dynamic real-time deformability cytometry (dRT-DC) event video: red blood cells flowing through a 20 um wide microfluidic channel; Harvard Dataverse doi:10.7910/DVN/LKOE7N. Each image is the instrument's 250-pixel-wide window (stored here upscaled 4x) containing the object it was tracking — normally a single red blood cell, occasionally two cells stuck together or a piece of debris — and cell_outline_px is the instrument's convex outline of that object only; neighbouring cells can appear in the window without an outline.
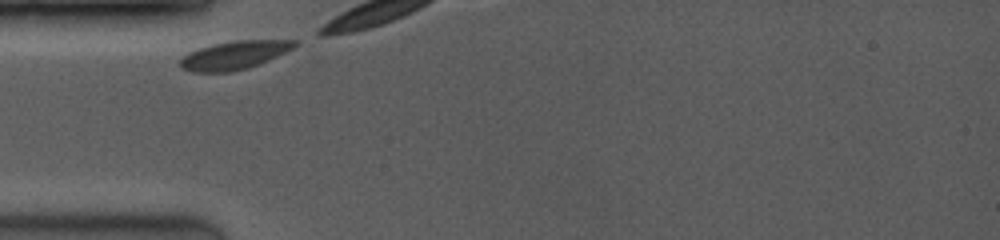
{"species": "common noctule bat (a hibernating species)", "species_latin": "Nyctalus noctula", "temperature_condition": "room temperature", "stored_images_in_passage": 3, "camera_frame_rate_fps": 3500, "um_per_image_px": 0.085, "animal": {"sex": "female", "body_mass_g": 19.0, "forearm_length_mm": 53.3}, "frame": {"image": 1, "passage_image": 1, "time_ms": 0.0, "image_size_px": [1000, 240], "cell_outline_px": [[296, 44], [292, 48], [268, 60], [248, 68], [232, 72], [192, 72], [180, 68], [180, 60], [188, 52], [212, 44], [236, 40], [296, 40]], "centroid_in_image_um": [19.86, 4.7], "position_along_channel_um": 65.1, "area_um2": 18.73}}